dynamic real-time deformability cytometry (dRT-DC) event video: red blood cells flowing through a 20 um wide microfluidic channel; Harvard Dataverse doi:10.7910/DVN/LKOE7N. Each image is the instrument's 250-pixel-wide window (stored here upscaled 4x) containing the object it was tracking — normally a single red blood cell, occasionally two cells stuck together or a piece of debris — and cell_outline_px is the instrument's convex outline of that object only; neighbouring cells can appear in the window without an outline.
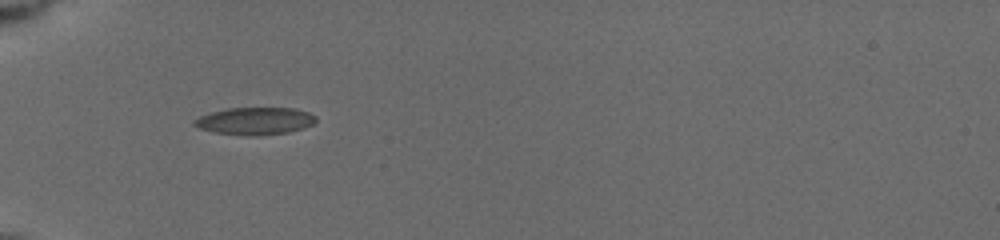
{"species": "common noctule bat (a hibernating species)", "species_latin": "Nyctalus noctula", "temperature_condition": "cold", "stored_images_in_passage": 6, "camera_frame_rate_fps": 3000, "um_per_image_px": 0.085, "animal": {"sex": "female", "body_mass_g": 19.5, "forearm_length_mm": 54.1}, "frame": {"image": 1, "passage_image": 1, "time_ms": 0.0, "image_size_px": [1000, 240], "cell_outline_px": [[316, 120], [312, 124], [304, 128], [288, 132], [216, 132], [200, 128], [192, 124], [192, 120], [200, 116], [212, 112], [228, 108], [296, 108], [308, 112], [316, 116]], "centroid_in_image_um": [21.7, 10.21], "position_along_channel_um": 63.3, "area_um2": 18.21}}
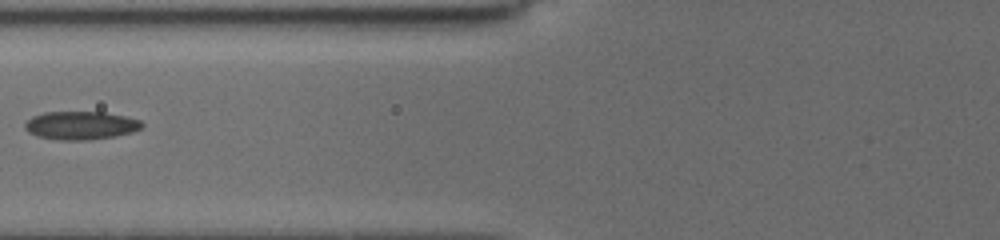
{"frame": {"image": 2, "passage_image": 4, "time_ms": 1.667, "image_size_px": [1000, 240], "cell_outline_px": [[144, 124], [140, 128], [128, 132], [112, 136], [84, 140], [60, 140], [40, 136], [28, 132], [24, 128], [24, 124], [32, 116], [44, 112], [104, 112], [124, 116], [140, 120]], "centroid_in_image_um": [6.82, 10.64], "position_along_channel_um": 119.0, "area_um2": 18.9}}
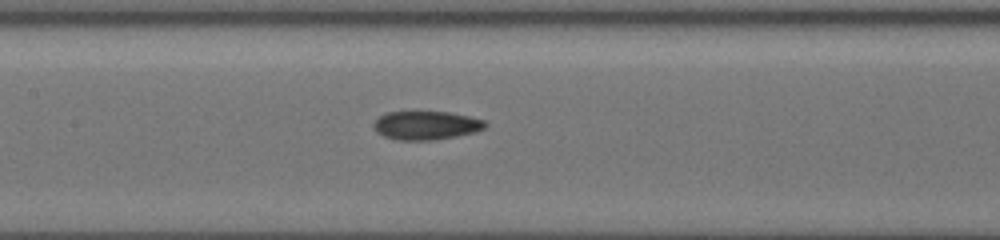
{"frame": {"image": 3, "passage_image": 6, "time_ms": 3.0, "image_size_px": [1000, 240], "cell_outline_px": [[488, 124], [484, 128], [476, 132], [456, 136], [428, 140], [400, 140], [384, 136], [376, 132], [372, 124], [380, 116], [388, 112], [448, 112], [468, 116], [484, 120]], "centroid_in_image_um": [36.22, 10.65], "position_along_channel_um": 171.2, "area_um2": 18.44}}